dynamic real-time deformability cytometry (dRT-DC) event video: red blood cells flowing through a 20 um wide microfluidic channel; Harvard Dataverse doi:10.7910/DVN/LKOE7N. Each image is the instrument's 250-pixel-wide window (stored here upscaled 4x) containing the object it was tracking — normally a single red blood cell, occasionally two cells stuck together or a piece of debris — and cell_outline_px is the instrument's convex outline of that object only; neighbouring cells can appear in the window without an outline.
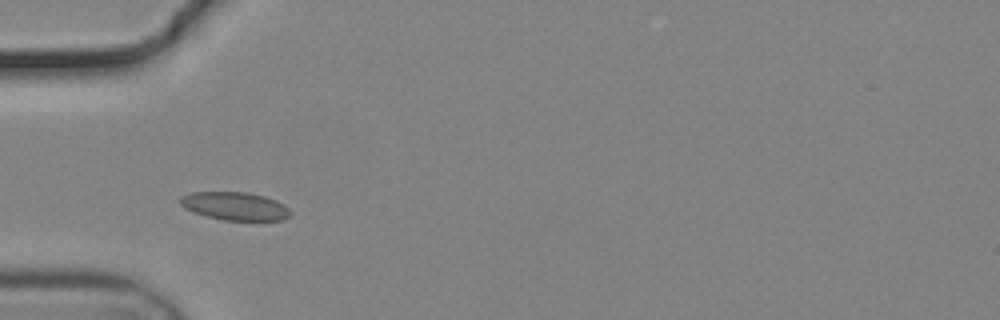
{"species": "common noctule bat (a hibernating species)", "species_latin": "Nyctalus noctula", "temperature_condition": "cold", "stored_images_in_passage": 11, "camera_frame_rate_fps": 3000, "um_per_image_px": 0.085, "animal": {"sex": "male", "body_mass_g": 19.2, "forearm_length_mm": 51.8}, "frame": {"image": 1, "passage_image": 1, "time_ms": 0.0, "image_size_px": [1000, 320], "cell_outline_px": [[292, 212], [284, 220], [224, 220], [204, 216], [192, 212], [184, 208], [180, 204], [180, 196], [192, 192], [248, 192], [264, 196], [276, 200], [284, 204]], "centroid_in_image_um": [19.95, 17.52], "position_along_channel_um": 65.0, "area_um2": 18.21}}
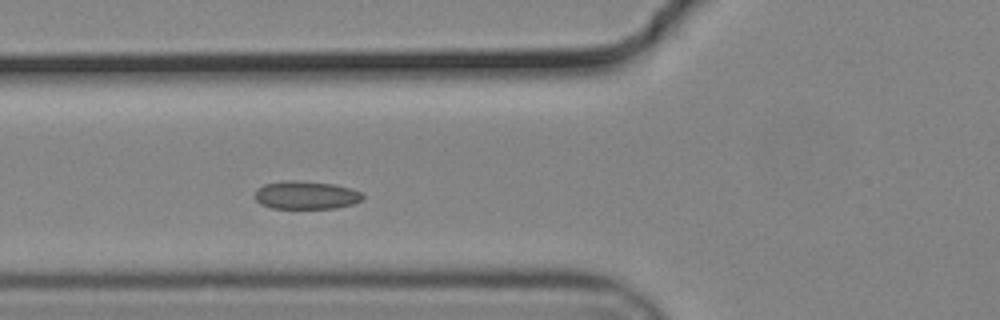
{"frame": {"image": 2, "passage_image": 4, "time_ms": 1.0, "image_size_px": [1000, 320], "cell_outline_px": [[364, 200], [352, 204], [336, 208], [272, 208], [260, 204], [256, 200], [256, 192], [264, 184], [284, 180], [296, 180], [332, 184], [352, 188], [360, 192], [364, 196]], "centroid_in_image_um": [26.04, 16.58], "position_along_channel_um": 99.8, "area_um2": 17.63}}
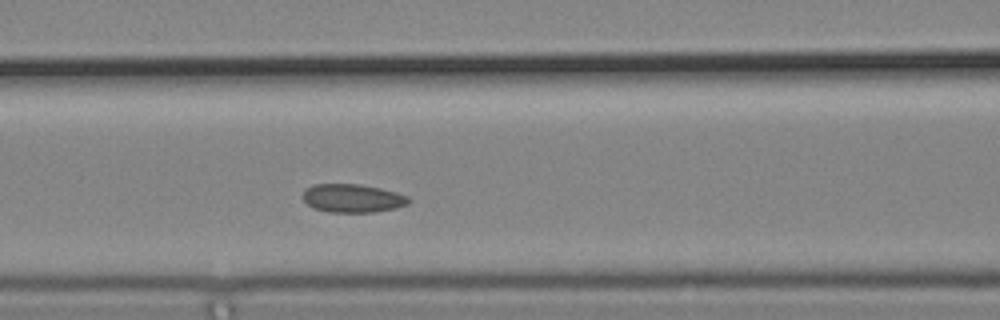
{"frame": {"image": 3, "passage_image": 7, "time_ms": 2.0, "image_size_px": [1000, 320], "cell_outline_px": [[412, 200], [408, 204], [396, 208], [372, 212], [328, 212], [312, 208], [304, 200], [304, 188], [312, 184], [360, 184], [380, 188], [396, 192], [408, 196]], "centroid_in_image_um": [29.97, 16.85], "position_along_channel_um": 136.6, "area_um2": 17.63}}